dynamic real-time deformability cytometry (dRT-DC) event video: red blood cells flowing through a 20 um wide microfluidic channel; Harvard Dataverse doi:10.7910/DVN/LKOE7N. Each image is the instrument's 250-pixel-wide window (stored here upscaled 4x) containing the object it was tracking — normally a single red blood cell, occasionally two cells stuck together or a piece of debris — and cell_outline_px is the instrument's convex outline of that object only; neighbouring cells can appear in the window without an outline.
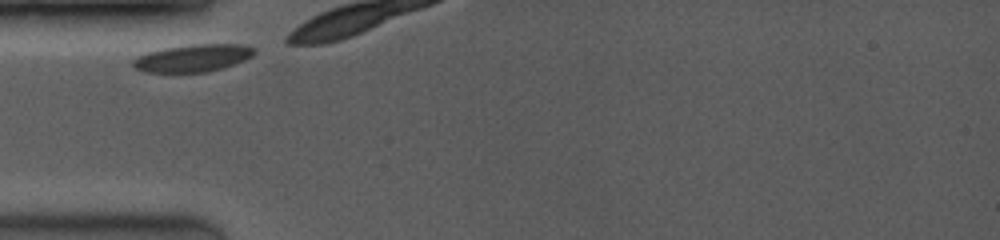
{"species": "common noctule bat (a hibernating species)", "species_latin": "Nyctalus noctula", "temperature_condition": "room temperature", "stored_images_in_passage": 4, "camera_frame_rate_fps": 3500, "um_per_image_px": 0.085, "animal": {"sex": "female", "body_mass_g": 19.0, "forearm_length_mm": 53.3}, "frame": {"image": 1, "passage_image": 1, "time_ms": 0.0, "image_size_px": [1000, 240], "cell_outline_px": [[256, 52], [252, 56], [244, 60], [224, 68], [208, 72], [144, 72], [136, 68], [132, 64], [132, 60], [136, 56], [148, 52], [164, 48], [192, 44], [240, 44], [256, 48]], "centroid_in_image_um": [16.4, 4.93], "position_along_channel_um": 68.6, "area_um2": 19.48}}